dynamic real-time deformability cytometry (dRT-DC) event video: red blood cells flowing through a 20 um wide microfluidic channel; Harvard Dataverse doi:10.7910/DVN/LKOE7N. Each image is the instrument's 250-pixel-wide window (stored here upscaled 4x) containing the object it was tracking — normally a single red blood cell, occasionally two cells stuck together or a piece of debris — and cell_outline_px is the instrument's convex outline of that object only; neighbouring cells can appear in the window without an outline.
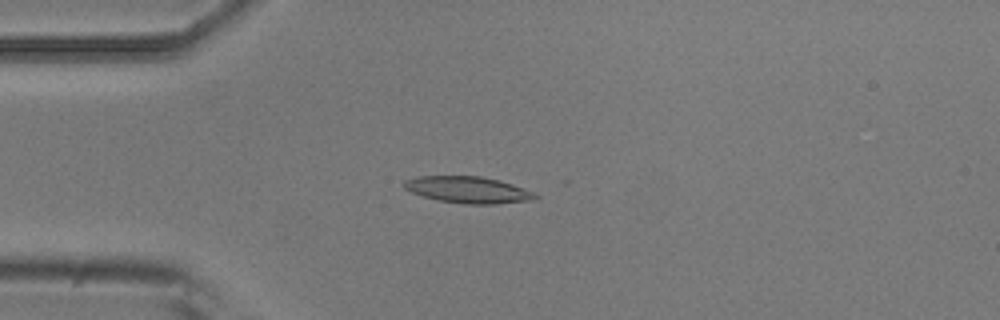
{"species": "common noctule bat (a hibernating species)", "species_latin": "Nyctalus noctula", "temperature_condition": "room temperature", "stored_images_in_passage": 54, "camera_frame_rate_fps": 3000, "um_per_image_px": 0.085, "animal": {"sex": "male", "body_mass_g": 20.5, "forearm_length_mm": 52.5}, "frame": {"image": 1, "passage_image": 14, "time_ms": 4.333, "image_size_px": [1000, 320], "cell_outline_px": [[540, 196], [532, 200], [496, 204], [464, 204], [436, 200], [412, 192], [404, 188], [404, 180], [420, 176], [480, 176], [512, 184], [536, 192]], "centroid_in_image_um": [39.81, 16.14], "position_along_channel_um": 45.2, "area_um2": 20.29}}
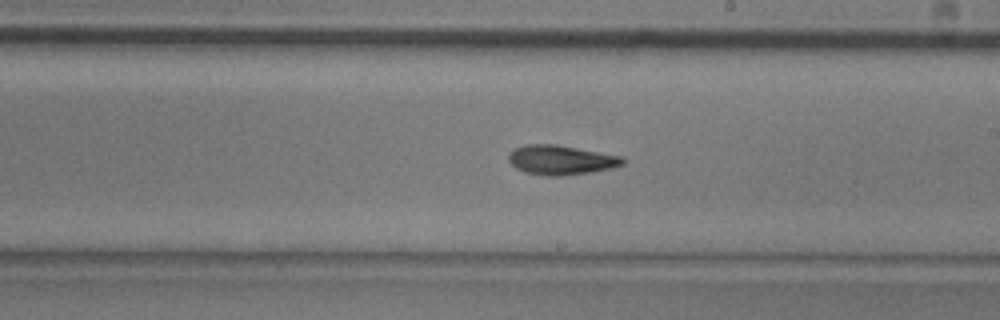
{"frame": {"image": 2, "passage_image": 31, "time_ms": 10.0, "image_size_px": [1000, 320], "cell_outline_px": [[624, 164], [612, 168], [592, 172], [564, 176], [544, 176], [524, 172], [516, 168], [508, 160], [508, 152], [512, 148], [524, 144], [556, 144], [624, 156]], "centroid_in_image_um": [47.66, 13.59], "position_along_channel_um": 241.3, "area_um2": 20.06}}
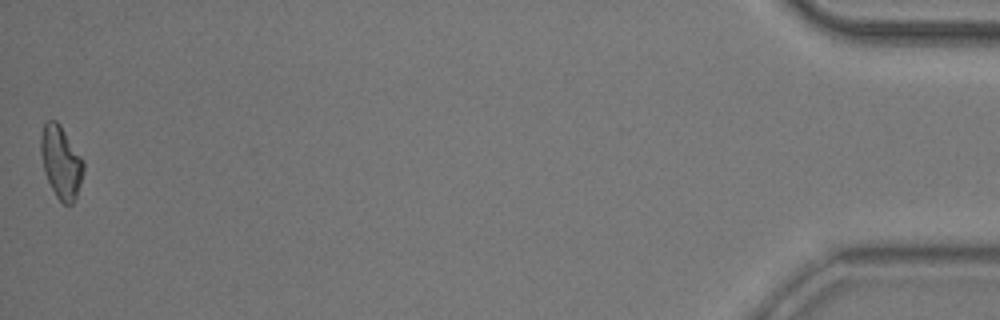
{"frame": {"image": 3, "passage_image": 54, "time_ms": 17.667, "image_size_px": [1000, 320], "cell_outline_px": [[84, 172], [76, 196], [72, 204], [64, 204], [56, 196], [44, 172], [40, 152], [40, 136], [44, 124], [48, 120], [56, 120], [60, 124], [84, 160]], "centroid_in_image_um": [5.18, 13.75], "position_along_channel_um": 430.0, "area_um2": 18.03}, "authors_computed_cell_mechanics": {"area_um2": 18.9873, "velocity_mm_per_s": 3.7436, "shape_relaxation_time_tau1_ms": 7.1996, "shape_relaxation_time_tau2_ms": null, "deformation_change_tau1": 0.1917, "deformation_change_tau2": null}}